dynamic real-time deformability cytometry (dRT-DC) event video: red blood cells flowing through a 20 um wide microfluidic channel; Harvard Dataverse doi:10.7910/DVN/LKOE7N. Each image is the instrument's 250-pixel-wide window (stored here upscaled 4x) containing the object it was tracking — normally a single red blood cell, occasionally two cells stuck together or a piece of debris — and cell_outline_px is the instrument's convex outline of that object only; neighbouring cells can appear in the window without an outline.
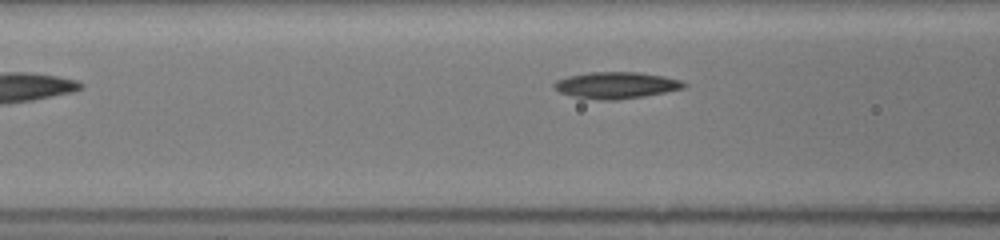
{"species": "common noctule bat (a hibernating species)", "species_latin": "Nyctalus noctula", "temperature_condition": "room temperature", "stored_images_in_passage": 18, "camera_frame_rate_fps": 3000, "um_per_image_px": 0.085, "animal": {"sex": "female", "body_mass_g": 19.5, "forearm_length_mm": 54.1}, "frame": {"image": 1, "passage_image": 6, "time_ms": 1.667, "image_size_px": [1000, 240], "cell_outline_px": [[688, 84], [684, 88], [644, 96], [616, 100], [600, 100], [572, 96], [560, 92], [552, 88], [552, 84], [556, 80], [568, 76], [588, 72], [640, 72], [664, 76], [680, 80]], "centroid_in_image_um": [52.34, 7.24], "position_along_channel_um": 114.3, "area_um2": 20.17}}
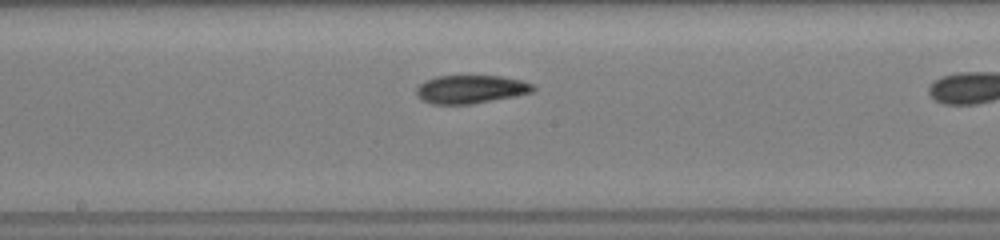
{"frame": {"image": 2, "passage_image": 13, "time_ms": 4.0, "image_size_px": [1000, 240], "cell_outline_px": [[536, 88], [532, 92], [512, 96], [468, 104], [432, 104], [424, 100], [416, 92], [416, 88], [424, 80], [436, 76], [500, 76], [520, 80], [532, 84]], "centroid_in_image_um": [39.98, 7.57], "position_along_channel_um": 208.2, "area_um2": 18.84}}
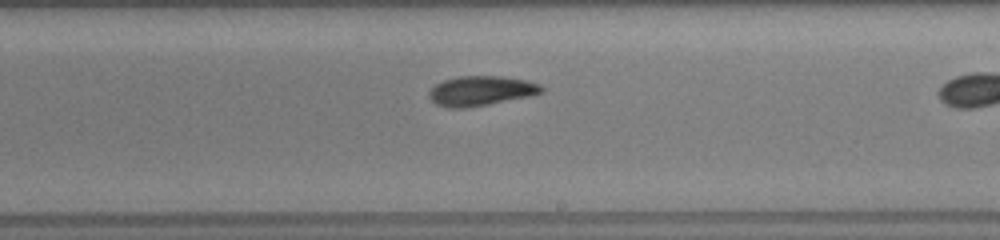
{"frame": {"image": 3, "passage_image": 16, "time_ms": 5.0, "image_size_px": [1000, 240], "cell_outline_px": [[544, 88], [540, 92], [528, 96], [488, 104], [464, 108], [448, 108], [436, 104], [428, 96], [428, 92], [436, 84], [444, 80], [456, 76], [504, 76], [524, 80], [540, 84]], "centroid_in_image_um": [40.83, 7.71], "position_along_channel_um": 248.2, "area_um2": 19.31}}